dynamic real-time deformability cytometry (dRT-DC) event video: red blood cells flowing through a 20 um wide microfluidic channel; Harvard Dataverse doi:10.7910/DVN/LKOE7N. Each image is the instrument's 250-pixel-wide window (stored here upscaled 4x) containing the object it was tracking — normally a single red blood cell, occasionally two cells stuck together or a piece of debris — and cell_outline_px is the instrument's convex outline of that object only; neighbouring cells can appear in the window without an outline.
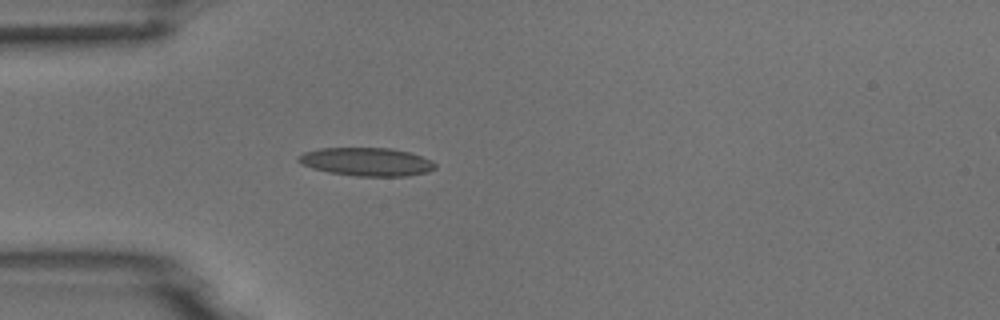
{"species": "common noctule bat (a hibernating species)", "species_latin": "Nyctalus noctula", "temperature_condition": "room temperature", "stored_images_in_passage": 3, "camera_frame_rate_fps": 3000, "um_per_image_px": 0.085, "animal": {"sex": "male", "body_mass_g": 18.8}, "frame": {"image": 1, "passage_image": 3, "time_ms": 2.333, "image_size_px": [1000, 320], "cell_outline_px": [[436, 168], [428, 172], [408, 176], [356, 176], [328, 172], [312, 168], [296, 160], [296, 156], [304, 152], [320, 148], [392, 148], [408, 152], [432, 160], [436, 164]], "centroid_in_image_um": [31.17, 13.75], "position_along_channel_um": 53.8, "area_um2": 22.6}}